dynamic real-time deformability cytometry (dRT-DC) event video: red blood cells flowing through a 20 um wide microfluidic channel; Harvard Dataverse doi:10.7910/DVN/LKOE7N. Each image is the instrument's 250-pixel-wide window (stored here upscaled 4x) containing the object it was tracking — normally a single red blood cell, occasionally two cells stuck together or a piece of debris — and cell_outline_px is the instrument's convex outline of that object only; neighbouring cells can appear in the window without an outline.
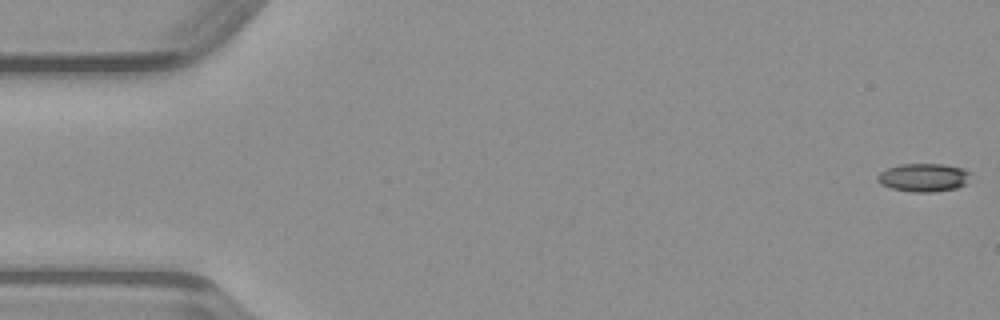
{"species": "common noctule bat (a hibernating species)", "species_latin": "Nyctalus noctula", "temperature_condition": "warm", "stored_images_in_passage": 49, "camera_frame_rate_fps": 3000, "um_per_image_px": 0.085, "animal": {"sex": "male", "body_mass_g": 23.1, "forearm_length_mm": 52.7}, "frame": {"image": 1, "passage_image": 1, "time_ms": 0.0, "image_size_px": [1000, 320], "cell_outline_px": [[972, 172], [968, 184], [956, 188], [932, 192], [912, 192], [892, 188], [880, 184], [876, 180], [876, 176], [884, 168], [900, 164], [940, 164], [960, 168]], "centroid_in_image_um": [78.49, 15.09], "position_along_channel_um": 6.5, "area_um2": 15.55}}
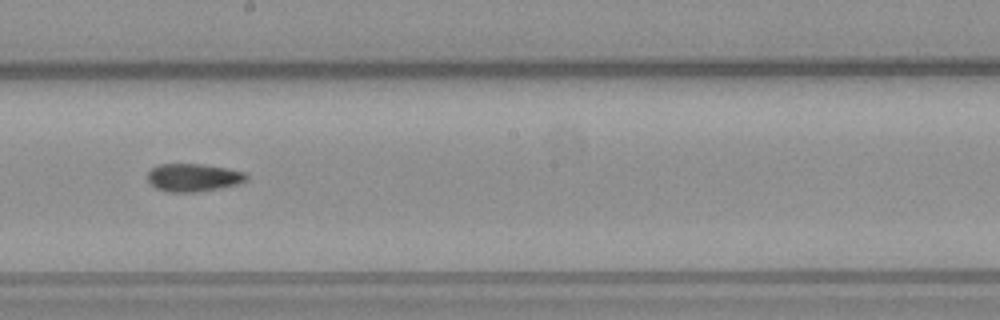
{"frame": {"image": 2, "passage_image": 27, "time_ms": 8.667, "image_size_px": [1000, 320], "cell_outline_px": [[248, 180], [236, 184], [220, 188], [192, 192], [168, 192], [156, 188], [148, 180], [148, 172], [152, 168], [160, 164], [200, 164], [224, 168], [244, 172], [248, 176]], "centroid_in_image_um": [16.42, 15.09], "position_along_channel_um": 231.8, "area_um2": 15.84}}
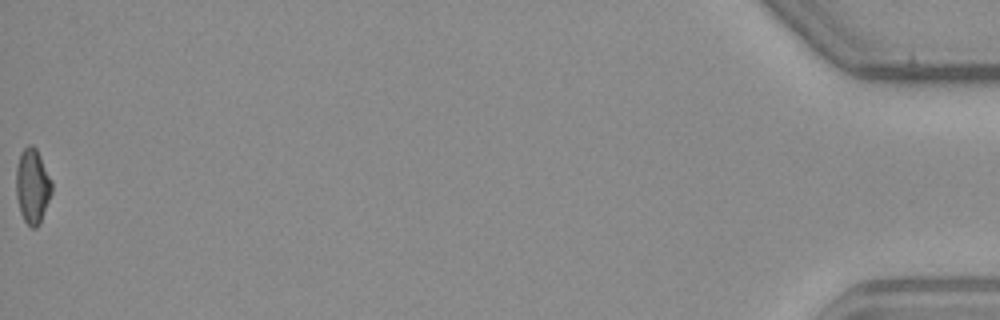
{"frame": {"image": 3, "passage_image": 49, "time_ms": 16.0, "image_size_px": [1000, 320], "cell_outline_px": [[52, 192], [40, 224], [36, 228], [32, 228], [24, 220], [20, 212], [16, 196], [16, 168], [20, 152], [28, 144], [32, 144], [36, 148], [52, 180]], "centroid_in_image_um": [2.76, 15.81], "position_along_channel_um": 432.4, "area_um2": 15.72}}